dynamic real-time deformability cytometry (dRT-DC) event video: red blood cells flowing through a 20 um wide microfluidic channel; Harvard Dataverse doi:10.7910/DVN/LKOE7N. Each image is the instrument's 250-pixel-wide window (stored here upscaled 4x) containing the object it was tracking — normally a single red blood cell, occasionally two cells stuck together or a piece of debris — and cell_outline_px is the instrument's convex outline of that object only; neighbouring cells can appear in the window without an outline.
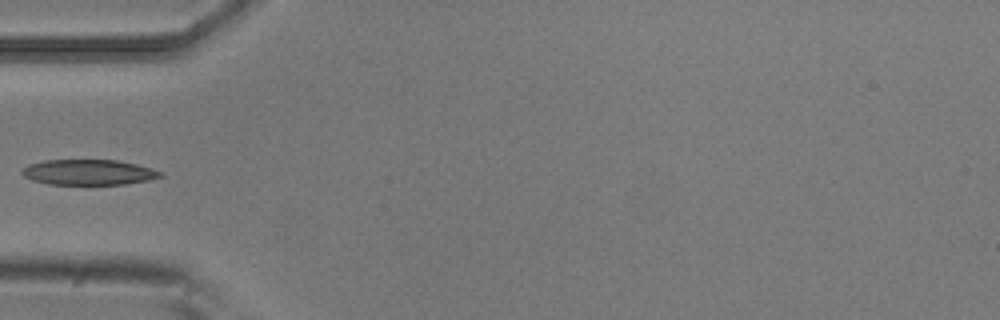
{"species": "common noctule bat (a hibernating species)", "species_latin": "Nyctalus noctula", "temperature_condition": "room temperature", "stored_images_in_passage": 2, "camera_frame_rate_fps": 3000, "um_per_image_px": 0.085, "animal": {"sex": "male", "body_mass_g": 20.5, "forearm_length_mm": 52.5}, "frame": {"image": 1, "passage_image": 2, "time_ms": 0.333, "image_size_px": [1000, 320], "cell_outline_px": [[164, 176], [148, 180], [124, 184], [48, 184], [32, 180], [24, 176], [20, 172], [28, 164], [44, 160], [116, 160], [136, 164], [152, 168], [160, 172]], "centroid_in_image_um": [7.51, 14.64], "position_along_channel_um": 77.5, "area_um2": 20.4}}